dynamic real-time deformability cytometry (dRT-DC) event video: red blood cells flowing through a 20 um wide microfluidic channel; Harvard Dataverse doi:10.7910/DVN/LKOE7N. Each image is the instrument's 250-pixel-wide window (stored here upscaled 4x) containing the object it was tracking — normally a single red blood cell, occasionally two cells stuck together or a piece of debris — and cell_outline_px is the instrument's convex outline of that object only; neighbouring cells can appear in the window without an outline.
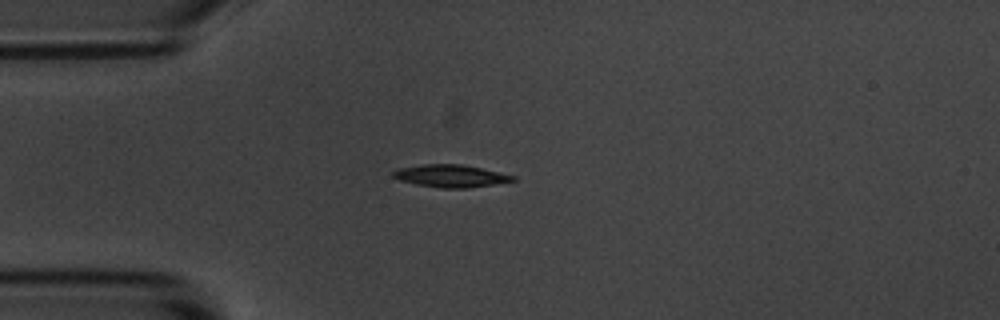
{"species": "common noctule bat (a hibernating species)", "species_latin": "Nyctalus noctula", "temperature_condition": "room temperature", "stored_images_in_passage": 3, "camera_frame_rate_fps": 3000, "um_per_image_px": 0.085, "animal": {"sex": "male", "body_mass_g": 20.1, "forearm_length_mm": 53.5}, "frame": {"image": 1, "passage_image": 3, "time_ms": 2.333, "image_size_px": [1000, 320], "cell_outline_px": [[516, 180], [468, 188], [440, 188], [416, 184], [400, 180], [392, 176], [392, 172], [400, 168], [424, 164], [460, 164], [480, 168], [516, 176]], "centroid_in_image_um": [38.29, 14.95], "position_along_channel_um": 46.7, "area_um2": 15.43}}